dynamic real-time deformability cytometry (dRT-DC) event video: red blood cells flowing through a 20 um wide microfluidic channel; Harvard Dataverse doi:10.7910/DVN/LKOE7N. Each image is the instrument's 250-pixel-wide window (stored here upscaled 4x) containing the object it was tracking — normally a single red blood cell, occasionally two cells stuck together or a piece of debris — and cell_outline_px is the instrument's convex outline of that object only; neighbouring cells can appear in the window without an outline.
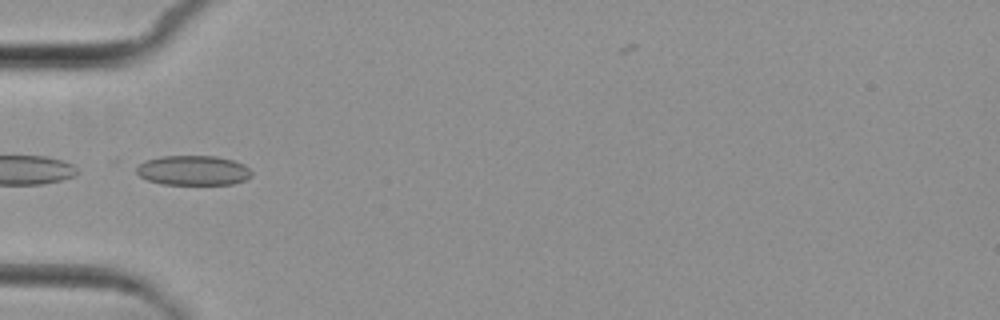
{"species": "common noctule bat (a hibernating species)", "species_latin": "Nyctalus noctula", "temperature_condition": "cold", "stored_images_in_passage": 8, "camera_frame_rate_fps": 3000, "um_per_image_px": 0.085, "animal": {"sex": "female", "body_mass_g": 29.2, "forearm_length_mm": 56.3}, "frame": {"image": 1, "passage_image": 5, "time_ms": 4.667, "image_size_px": [1000, 320], "cell_outline_px": [[252, 176], [244, 180], [232, 184], [160, 184], [148, 180], [140, 176], [136, 172], [136, 168], [144, 160], [160, 156], [216, 156], [232, 160], [244, 164], [252, 172]], "centroid_in_image_um": [16.41, 14.48], "position_along_channel_um": 68.6, "area_um2": 20.0}}
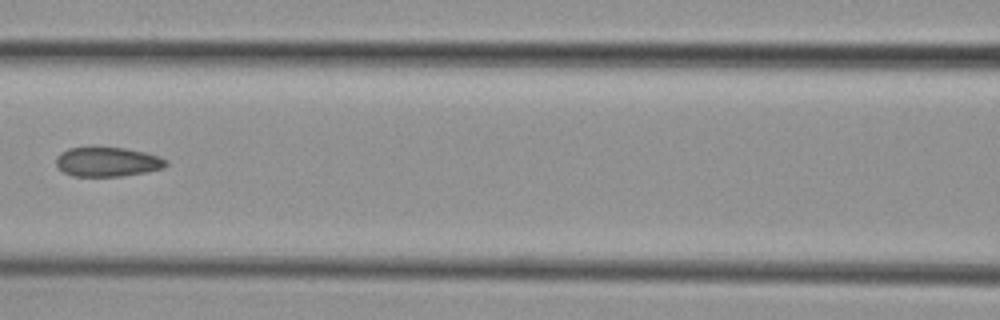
{"frame": {"image": 2, "passage_image": 7, "time_ms": 7.0, "image_size_px": [1000, 320], "cell_outline_px": [[168, 164], [164, 168], [148, 172], [120, 176], [72, 176], [64, 172], [56, 164], [56, 156], [60, 152], [68, 148], [124, 148], [144, 152], [160, 156], [168, 160]], "centroid_in_image_um": [9.16, 13.76], "position_along_channel_um": 157.4, "area_um2": 18.84}}
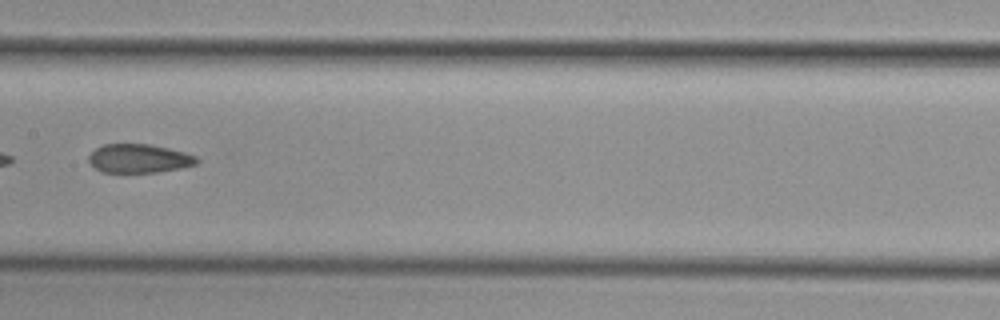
{"frame": {"image": 3, "passage_image": 8, "time_ms": 8.0, "image_size_px": [1000, 320], "cell_outline_px": [[200, 160], [196, 164], [180, 168], [156, 172], [100, 172], [88, 160], [88, 156], [96, 148], [104, 144], [148, 144], [168, 148], [184, 152], [196, 156]], "centroid_in_image_um": [11.82, 13.47], "position_along_channel_um": 195.6, "area_um2": 17.98}}